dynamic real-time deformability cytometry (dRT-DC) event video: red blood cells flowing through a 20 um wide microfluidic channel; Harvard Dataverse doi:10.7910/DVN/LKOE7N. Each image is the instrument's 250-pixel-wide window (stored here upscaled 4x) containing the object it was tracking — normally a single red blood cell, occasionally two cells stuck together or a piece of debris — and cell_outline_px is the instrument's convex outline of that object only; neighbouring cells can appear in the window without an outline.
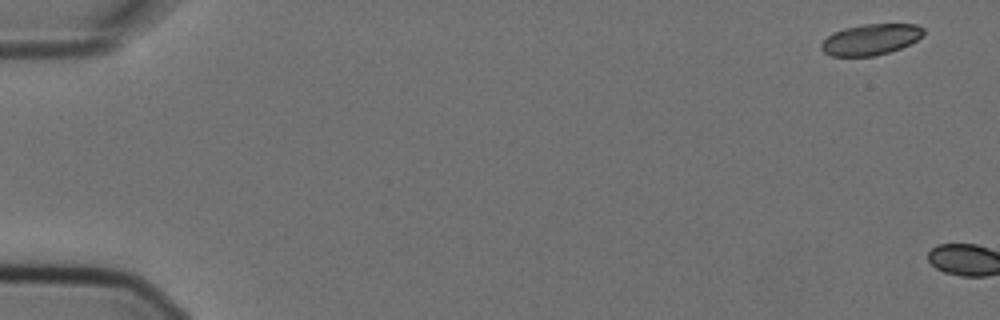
{"species": "Egyptian fruit bat (a non-hibernating species)", "species_latin": "Rousettus aegyptiacus", "temperature_condition": "cold", "stored_images_in_passage": 2, "camera_frame_rate_fps": 3000, "um_per_image_px": 0.085, "animal": {"sex": "female"}, "frame": {"image": 1, "passage_image": 1, "time_ms": 0.0, "image_size_px": [1000, 320], "cell_outline_px": [[924, 36], [900, 48], [888, 52], [872, 56], [832, 56], [824, 52], [820, 48], [820, 44], [832, 32], [844, 28], [864, 24], [916, 24], [924, 28]], "centroid_in_image_um": [74.0, 3.35], "position_along_channel_um": 11.0, "area_um2": 18.44}}